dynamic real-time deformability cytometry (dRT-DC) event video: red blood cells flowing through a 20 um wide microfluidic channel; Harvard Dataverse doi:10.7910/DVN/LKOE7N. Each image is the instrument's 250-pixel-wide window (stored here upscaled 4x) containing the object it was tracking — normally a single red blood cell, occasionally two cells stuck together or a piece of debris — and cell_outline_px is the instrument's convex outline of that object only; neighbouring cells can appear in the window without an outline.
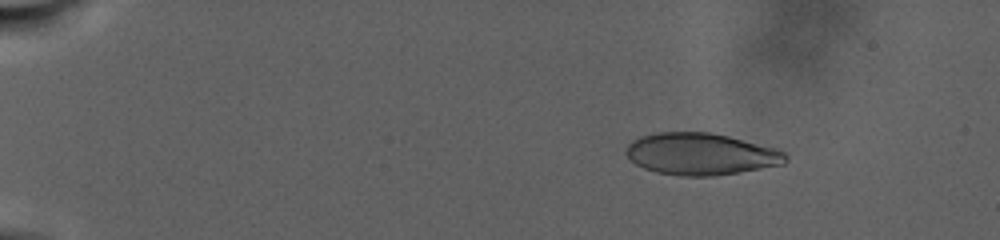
{"species": "human", "species_latin": "Homo sapiens", "temperature_condition": "warm", "stored_images_in_passage": 75, "camera_frame_rate_fps": 3000, "um_per_image_px": 0.085, "donor": {"sex": "male"}, "frame": {"image": 1, "passage_image": 1, "time_ms": 0.0, "image_size_px": [1000, 240], "cell_outline_px": [[788, 160], [784, 164], [740, 172], [712, 176], [680, 176], [656, 172], [644, 168], [636, 164], [624, 152], [628, 144], [632, 140], [640, 136], [656, 132], [708, 132], [728, 136], [776, 148], [784, 152], [788, 156]], "centroid_in_image_um": [59.57, 13.09], "position_along_channel_um": 25.4, "area_um2": 39.02}}
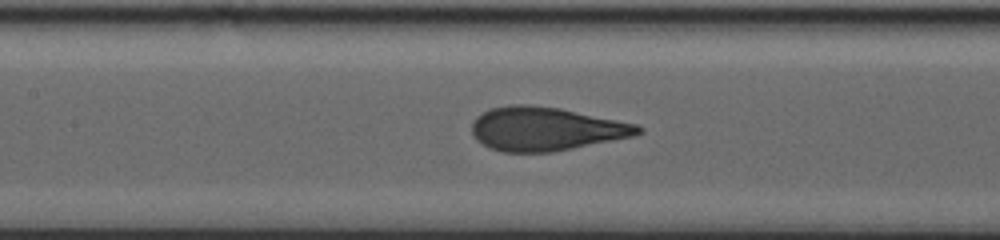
{"frame": {"image": 2, "passage_image": 48, "time_ms": 11.333, "image_size_px": [1000, 240], "cell_outline_px": [[644, 132], [636, 136], [552, 152], [504, 152], [488, 148], [476, 140], [472, 132], [472, 124], [476, 116], [492, 108], [512, 104], [528, 104], [560, 108], [636, 124], [644, 128]], "centroid_in_image_um": [46.4, 10.96], "position_along_channel_um": 161.0, "area_um2": 42.37}}
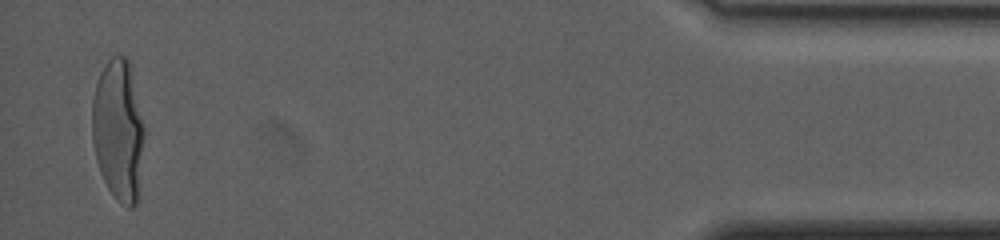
{"frame": {"image": 3, "passage_image": 75, "time_ms": 26.0, "image_size_px": [1000, 240], "cell_outline_px": [[144, 136], [136, 204], [132, 208], [128, 208], [120, 204], [116, 200], [108, 188], [100, 172], [96, 160], [92, 140], [92, 100], [96, 84], [100, 72], [108, 60], [112, 56], [124, 56], [128, 60], [144, 128]], "centroid_in_image_um": [10.03, 11.1], "position_along_channel_um": 425.2, "area_um2": 42.48}, "authors_computed_cell_mechanics": {"area_um2": 41.616, "velocity_mm_per_s": 2.2655, "shape_relaxation_time_tau1_ms": 9.1173, "shape_relaxation_time_tau2_ms": null, "deformation_change_tau1": 0.2556, "deformation_change_tau2": null}}